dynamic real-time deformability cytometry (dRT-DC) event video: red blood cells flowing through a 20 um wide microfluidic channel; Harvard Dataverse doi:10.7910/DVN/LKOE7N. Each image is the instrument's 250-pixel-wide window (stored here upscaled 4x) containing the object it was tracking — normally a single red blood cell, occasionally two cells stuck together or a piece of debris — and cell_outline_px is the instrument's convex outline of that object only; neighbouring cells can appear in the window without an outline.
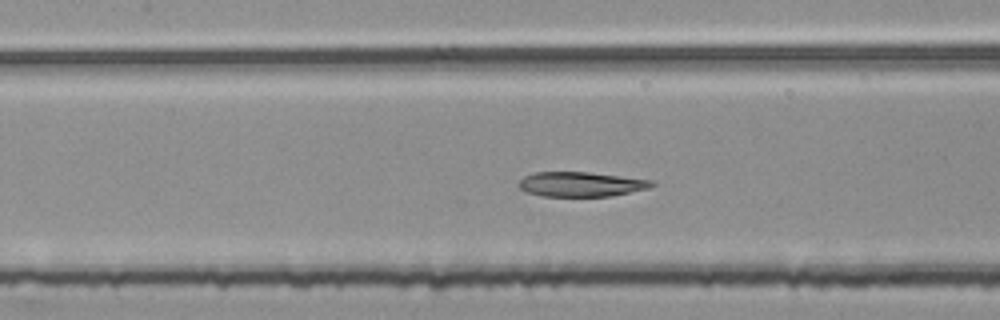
{"species": "common noctule bat (a hibernating species)", "species_latin": "Nyctalus noctula", "temperature_condition": "room temperature", "stored_images_in_passage": 45, "segment_of_instrument_passage": [2, 2], "camera_frame_rate_fps": 3000, "um_per_image_px": 0.085, "animal": {"sex": "female", "body_mass_g": 25.1}, "frame": {"image": 1, "passage_image": 18, "time_ms": 5.667, "image_size_px": [1000, 320], "cell_outline_px": [[656, 184], [648, 188], [612, 196], [544, 196], [528, 192], [520, 188], [520, 180], [524, 176], [532, 172], [588, 172], [652, 180]], "centroid_in_image_um": [49.39, 15.65], "position_along_channel_um": 158.0, "area_um2": 18.96}}
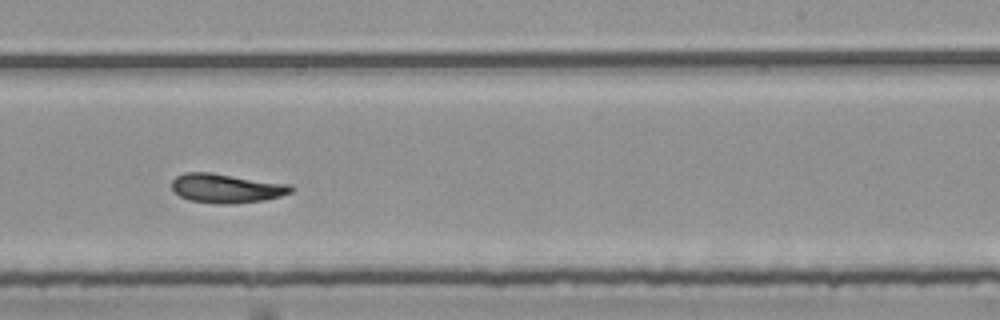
{"frame": {"image": 2, "passage_image": 27, "time_ms": 8.667, "image_size_px": [1000, 320], "cell_outline_px": [[296, 188], [292, 192], [280, 196], [264, 200], [236, 204], [216, 204], [188, 200], [180, 196], [172, 188], [172, 180], [176, 176], [184, 172], [212, 172], [288, 184]], "centroid_in_image_um": [19.24, 16.0], "position_along_channel_um": 269.8, "area_um2": 20.46}}
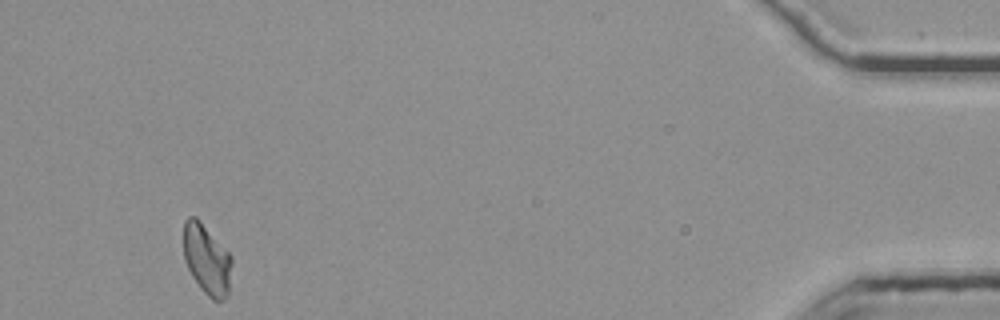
{"frame": {"image": 3, "passage_image": 45, "time_ms": 14.667, "image_size_px": [1000, 320], "cell_outline_px": [[232, 264], [228, 296], [224, 300], [212, 300], [200, 288], [192, 276], [184, 260], [184, 220], [188, 216], [196, 216], [232, 256]], "centroid_in_image_um": [17.58, 22.06], "position_along_channel_um": 417.6, "area_um2": 19.83}}